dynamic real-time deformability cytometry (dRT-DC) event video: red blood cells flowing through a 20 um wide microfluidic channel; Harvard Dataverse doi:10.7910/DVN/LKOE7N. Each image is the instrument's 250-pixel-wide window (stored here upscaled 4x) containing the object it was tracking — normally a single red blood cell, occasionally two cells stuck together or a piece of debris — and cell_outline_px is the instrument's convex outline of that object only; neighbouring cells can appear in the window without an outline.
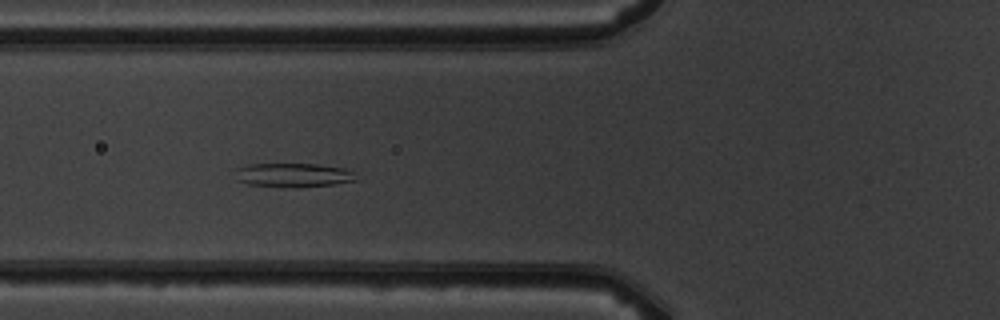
{"species": "common noctule bat (a hibernating species)", "species_latin": "Nyctalus noctula", "temperature_condition": "warm", "stored_images_in_passage": 5, "camera_frame_rate_fps": 3000, "um_per_image_px": 0.085, "animal": {"sex": "male", "body_mass_g": 19.5, "forearm_length_mm": 54.6}, "frame": {"image": 1, "passage_image": 5, "time_ms": 5.333, "image_size_px": [1000, 320], "cell_outline_px": [[356, 180], [332, 184], [248, 184], [236, 180], [236, 168], [248, 164], [316, 164], [344, 168], [356, 172]], "centroid_in_image_um": [24.93, 14.81], "position_along_channel_um": 100.9, "area_um2": 15.72}}